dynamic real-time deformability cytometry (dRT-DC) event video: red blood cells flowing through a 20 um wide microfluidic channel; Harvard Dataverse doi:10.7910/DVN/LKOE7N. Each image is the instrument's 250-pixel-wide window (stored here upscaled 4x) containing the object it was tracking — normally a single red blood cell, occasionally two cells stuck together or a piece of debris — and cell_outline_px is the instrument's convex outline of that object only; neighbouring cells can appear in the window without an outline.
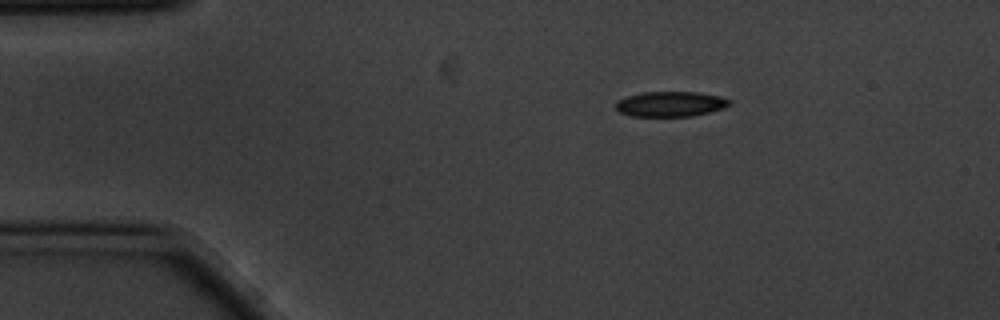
{"species": "common noctule bat (a hibernating species)", "species_latin": "Nyctalus noctula", "temperature_condition": "cold", "stored_images_in_passage": 4, "camera_frame_rate_fps": 3000, "um_per_image_px": 0.085, "animal": {"sex": "male", "body_mass_g": 20.1, "forearm_length_mm": 53.5}, "frame": {"image": 1, "passage_image": 1, "time_ms": 0.0, "image_size_px": [1000, 320], "cell_outline_px": [[732, 104], [724, 108], [692, 116], [632, 116], [620, 112], [616, 108], [616, 100], [628, 96], [644, 92], [696, 92], [720, 96], [732, 100]], "centroid_in_image_um": [57.02, 8.84], "position_along_channel_um": 28.0, "area_um2": 16.65}}
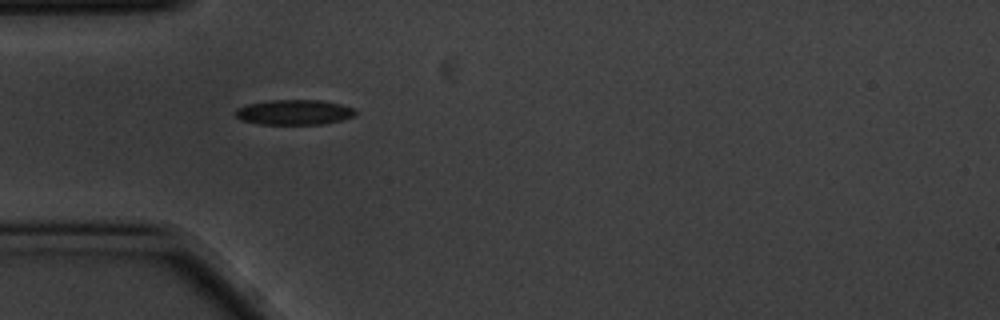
{"frame": {"image": 2, "passage_image": 3, "time_ms": 0.667, "image_size_px": [1000, 320], "cell_outline_px": [[356, 112], [352, 116], [340, 120], [320, 124], [260, 124], [240, 120], [236, 116], [236, 108], [248, 104], [268, 100], [320, 100], [340, 104], [356, 108]], "centroid_in_image_um": [24.98, 9.53], "position_along_channel_um": 60.0, "area_um2": 17.46}}